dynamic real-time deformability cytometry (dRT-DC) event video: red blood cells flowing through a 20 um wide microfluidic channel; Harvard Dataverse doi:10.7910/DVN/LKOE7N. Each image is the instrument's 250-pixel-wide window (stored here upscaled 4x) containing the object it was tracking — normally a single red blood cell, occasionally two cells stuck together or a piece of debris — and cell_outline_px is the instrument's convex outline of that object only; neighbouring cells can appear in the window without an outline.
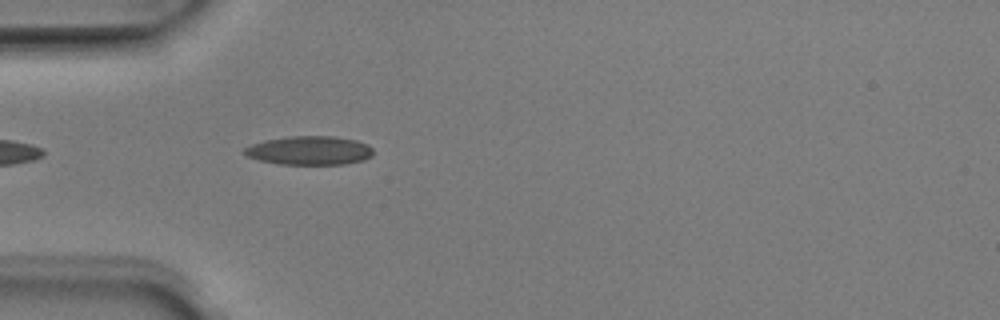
{"species": "Egyptian fruit bat (a non-hibernating species)", "species_latin": "Rousettus aegyptiacus", "temperature_condition": "room temperature", "stored_images_in_passage": 38, "camera_frame_rate_fps": 3000, "um_per_image_px": 0.085, "animal": {"sex": "male"}, "frame": {"image": 1, "passage_image": 3, "time_ms": 0.667, "image_size_px": [1000, 320], "cell_outline_px": [[372, 156], [364, 160], [344, 164], [280, 164], [260, 160], [248, 156], [244, 152], [244, 148], [252, 144], [264, 140], [288, 136], [336, 136], [356, 140], [368, 144], [372, 148]], "centroid_in_image_um": [26.33, 12.78], "position_along_channel_um": 58.7, "area_um2": 21.62}}
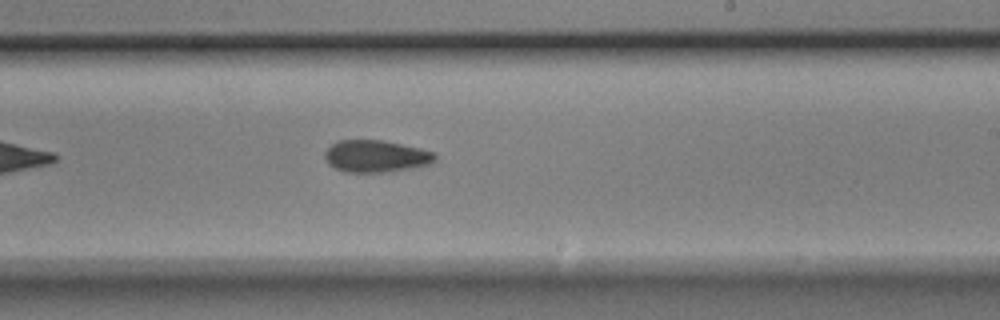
{"frame": {"image": 2, "passage_image": 18, "time_ms": 5.667, "image_size_px": [1000, 320], "cell_outline_px": [[436, 160], [432, 164], [412, 168], [388, 172], [344, 172], [328, 164], [324, 156], [324, 152], [336, 140], [384, 140], [420, 148], [436, 152]], "centroid_in_image_um": [31.98, 13.28], "position_along_channel_um": 257.0, "area_um2": 20.87}}
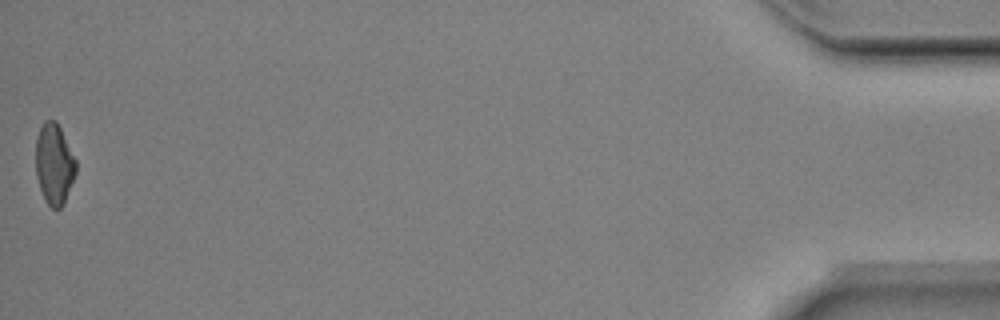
{"frame": {"image": 3, "passage_image": 38, "time_ms": 12.333, "image_size_px": [1000, 320], "cell_outline_px": [[76, 172], [64, 204], [60, 208], [52, 208], [48, 204], [40, 188], [36, 176], [36, 140], [40, 128], [44, 120], [56, 120], [76, 160]], "centroid_in_image_um": [4.61, 13.94], "position_along_channel_um": 430.6, "area_um2": 18.73}, "authors_computed_cell_mechanics": {"area_um2": 20.4034, "velocity_mm_per_s": 4.0496, "shape_relaxation_time_tau1_ms": 3.5271, "shape_relaxation_time_tau2_ms": null, "deformation_change_tau1": 0.1155, "deformation_change_tau2": null}}